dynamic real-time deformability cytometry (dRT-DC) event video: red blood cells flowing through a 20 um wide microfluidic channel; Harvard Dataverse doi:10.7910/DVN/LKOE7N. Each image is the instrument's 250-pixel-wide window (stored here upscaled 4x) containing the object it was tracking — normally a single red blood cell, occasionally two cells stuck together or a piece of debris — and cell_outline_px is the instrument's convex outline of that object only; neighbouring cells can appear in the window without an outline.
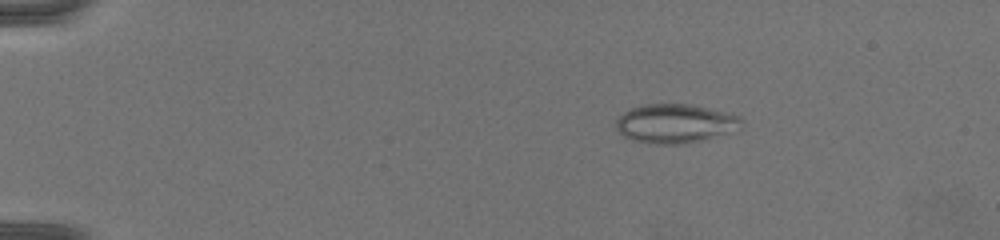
{"species": "common noctule bat (a hibernating species)", "species_latin": "Nyctalus noctula", "temperature_condition": "warm", "stored_images_in_passage": 67, "camera_frame_rate_fps": 3000, "um_per_image_px": 0.085, "animal": {"sex": "female", "body_mass_g": 19.5, "forearm_length_mm": 54.1}, "frame": {"image": 1, "passage_image": 12, "time_ms": 3.667, "image_size_px": [1000, 240], "cell_outline_px": [[744, 120], [740, 132], [708, 140], [684, 144], [652, 144], [632, 140], [624, 136], [616, 128], [616, 120], [624, 112], [632, 108], [644, 104], [692, 104], [740, 116]], "centroid_in_image_um": [57.5, 10.53], "position_along_channel_um": 27.5, "area_um2": 29.25}}
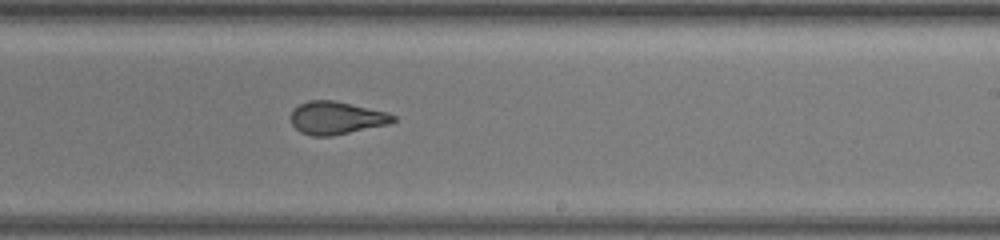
{"frame": {"image": 2, "passage_image": 43, "time_ms": 14.0, "image_size_px": [1000, 240], "cell_outline_px": [[396, 120], [388, 124], [332, 136], [312, 136], [300, 132], [292, 124], [292, 108], [308, 100], [336, 100], [388, 112], [396, 116]], "centroid_in_image_um": [28.6, 10.01], "position_along_channel_um": 260.4, "area_um2": 19.65}}
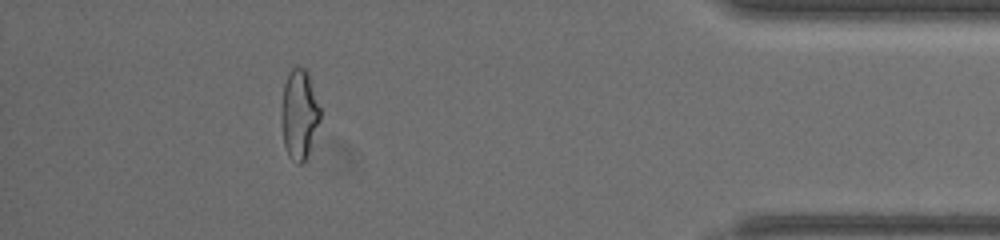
{"frame": {"image": 3, "passage_image": 61, "time_ms": 20.0, "image_size_px": [1000, 240], "cell_outline_px": [[320, 120], [308, 152], [304, 160], [300, 164], [296, 164], [288, 156], [284, 144], [280, 116], [280, 112], [284, 84], [292, 68], [296, 64], [304, 68], [308, 72], [320, 108]], "centroid_in_image_um": [25.41, 9.69], "position_along_channel_um": 409.8, "area_um2": 20.29}, "authors_computed_cell_mechanics": {"area_um2": 21.3282, "velocity_mm_per_s": 3.1826, "shape_relaxation_time_tau1_ms": null, "shape_relaxation_time_tau2_ms": 1.3443, "deformation_change_tau1": null, "deformation_change_tau2": 0.0842}}